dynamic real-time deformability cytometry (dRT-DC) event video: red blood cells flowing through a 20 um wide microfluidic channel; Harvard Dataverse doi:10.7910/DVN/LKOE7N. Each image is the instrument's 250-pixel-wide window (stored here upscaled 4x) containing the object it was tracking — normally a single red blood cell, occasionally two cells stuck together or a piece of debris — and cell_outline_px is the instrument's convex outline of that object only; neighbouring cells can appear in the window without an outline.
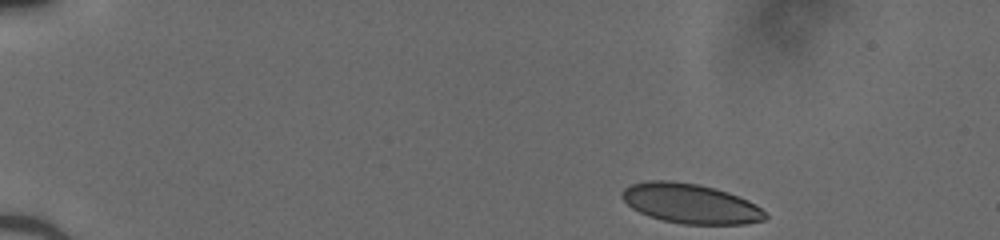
{"species": "human", "species_latin": "Homo sapiens", "temperature_condition": "cold", "stored_images_in_passage": 43, "camera_frame_rate_fps": 3000, "um_per_image_px": 0.085, "donor": {"sex": "male"}, "frame": {"image": 1, "passage_image": 1, "time_ms": 0.0, "image_size_px": [1000, 240], "cell_outline_px": [[768, 216], [764, 220], [744, 224], [684, 224], [664, 220], [648, 216], [632, 208], [620, 196], [620, 192], [624, 188], [632, 184], [648, 180], [672, 180], [700, 184], [728, 192], [748, 200], [756, 204]], "centroid_in_image_um": [58.67, 17.29], "position_along_channel_um": 26.3, "area_um2": 33.23}}
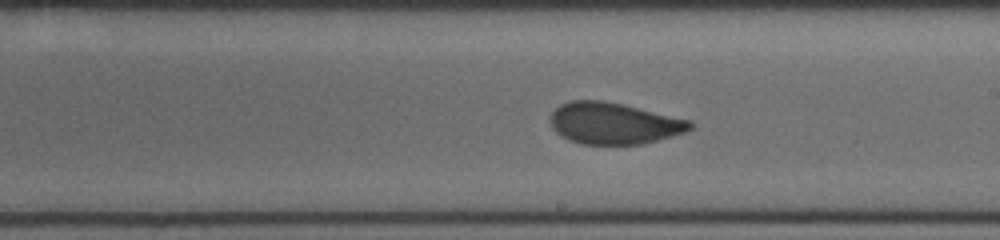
{"frame": {"image": 2, "passage_image": 24, "time_ms": 7.667, "image_size_px": [1000, 240], "cell_outline_px": [[692, 128], [688, 132], [644, 144], [580, 144], [568, 140], [560, 136], [552, 128], [552, 112], [560, 104], [572, 100], [600, 100], [620, 104], [692, 120]], "centroid_in_image_um": [52.19, 10.5], "position_along_channel_um": 236.8, "area_um2": 33.81}}
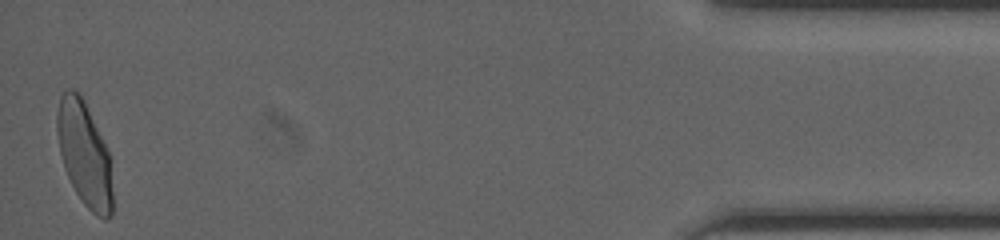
{"frame": {"image": 3, "passage_image": 43, "time_ms": 14.0, "image_size_px": [1000, 240], "cell_outline_px": [[112, 216], [108, 220], [104, 220], [96, 216], [84, 204], [76, 192], [64, 168], [60, 152], [56, 132], [56, 112], [60, 96], [68, 88], [72, 88], [84, 100], [112, 160]], "centroid_in_image_um": [7.18, 13.12], "position_along_channel_um": 428.0, "area_um2": 33.93}}